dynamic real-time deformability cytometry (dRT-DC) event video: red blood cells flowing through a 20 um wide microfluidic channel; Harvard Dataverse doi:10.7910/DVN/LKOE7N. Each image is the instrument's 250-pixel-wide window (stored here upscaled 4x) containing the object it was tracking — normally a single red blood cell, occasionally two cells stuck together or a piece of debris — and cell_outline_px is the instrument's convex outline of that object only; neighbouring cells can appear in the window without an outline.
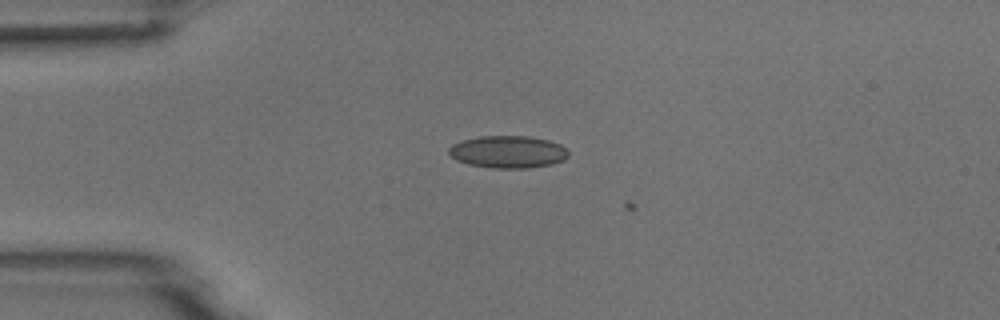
{"species": "common noctule bat (a hibernating species)", "species_latin": "Nyctalus noctula", "temperature_condition": "room temperature", "stored_images_in_passage": 5, "camera_frame_rate_fps": 3000, "um_per_image_px": 0.085, "animal": {"sex": "male", "body_mass_g": 18.8}, "frame": {"image": 1, "passage_image": 4, "time_ms": 1.0, "image_size_px": [1000, 320], "cell_outline_px": [[568, 156], [564, 160], [552, 164], [528, 168], [492, 168], [468, 164], [456, 160], [448, 152], [448, 148], [452, 144], [460, 140], [480, 136], [528, 136], [548, 140], [560, 144], [568, 152]], "centroid_in_image_um": [43.15, 12.91], "position_along_channel_um": 41.8, "area_um2": 22.6}}